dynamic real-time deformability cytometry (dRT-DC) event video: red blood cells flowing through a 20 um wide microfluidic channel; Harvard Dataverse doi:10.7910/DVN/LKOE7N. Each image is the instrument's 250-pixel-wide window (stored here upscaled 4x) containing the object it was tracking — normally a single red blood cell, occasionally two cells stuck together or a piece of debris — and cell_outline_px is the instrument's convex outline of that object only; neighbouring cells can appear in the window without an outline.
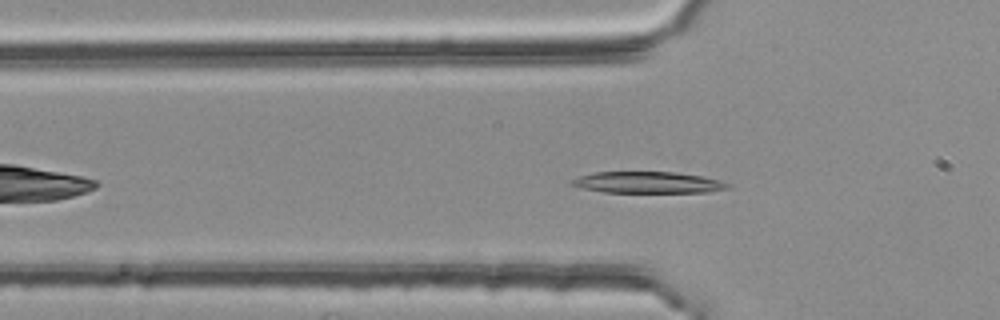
{"species": "common noctule bat (a hibernating species)", "species_latin": "Nyctalus noctula", "temperature_condition": "room temperature", "stored_images_in_passage": 38, "camera_frame_rate_fps": 3000, "um_per_image_px": 0.085, "animal": {"sex": "female", "body_mass_g": 25.1}, "frame": {"image": 1, "passage_image": 8, "time_ms": 2.333, "image_size_px": [1000, 320], "cell_outline_px": [[728, 188], [708, 192], [604, 192], [580, 188], [568, 184], [568, 180], [580, 176], [596, 172], [676, 172], [704, 176], [720, 180], [728, 184]], "centroid_in_image_um": [55.01, 15.5], "position_along_channel_um": 70.8, "area_um2": 19.54}}
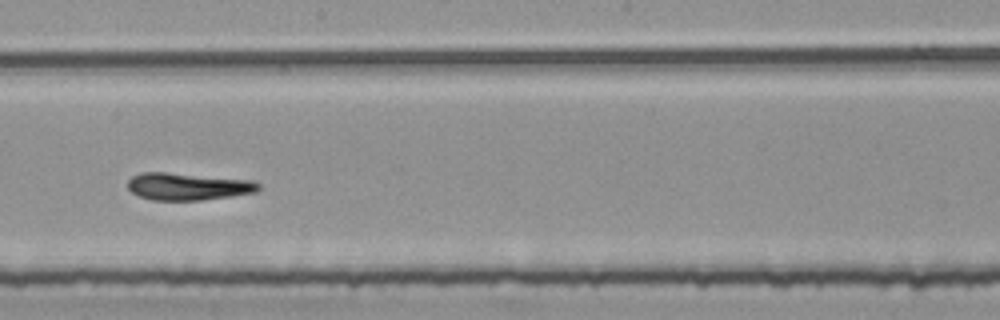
{"frame": {"image": 2, "passage_image": 21, "time_ms": 6.667, "image_size_px": [1000, 320], "cell_outline_px": [[260, 188], [256, 192], [200, 200], [152, 200], [140, 196], [132, 192], [128, 188], [128, 180], [132, 176], [144, 172], [168, 172], [256, 180], [260, 184]], "centroid_in_image_um": [15.99, 15.83], "position_along_channel_um": 232.2, "area_um2": 20.81}}
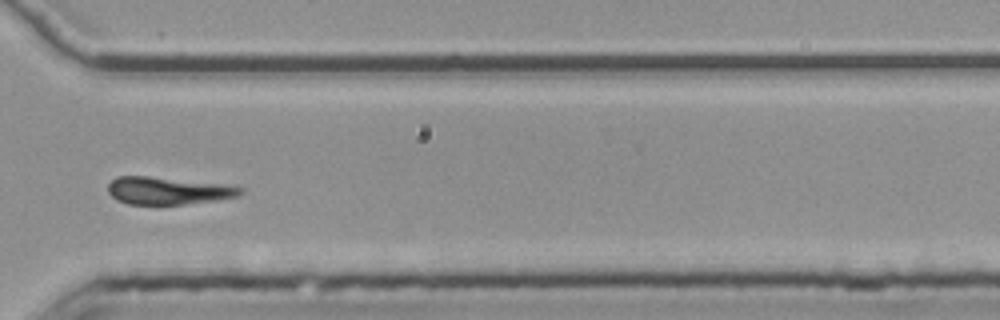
{"frame": {"image": 3, "passage_image": 31, "time_ms": 10.0, "image_size_px": [1000, 320], "cell_outline_px": [[244, 192], [240, 196], [216, 200], [184, 204], [128, 204], [116, 200], [108, 192], [108, 184], [116, 176], [148, 176], [220, 184], [244, 188]], "centroid_in_image_um": [14.26, 16.21], "position_along_channel_um": 356.3, "area_um2": 21.04}, "authors_computed_cell_mechanics": {"area_um2": 20.808, "velocity_mm_per_s": 3.7312, "shape_relaxation_time_tau1_ms": 7.4412, "shape_relaxation_time_tau2_ms": 7.2724, "deformation_change_tau1": 0.169, "deformation_change_tau2": 0.197}}